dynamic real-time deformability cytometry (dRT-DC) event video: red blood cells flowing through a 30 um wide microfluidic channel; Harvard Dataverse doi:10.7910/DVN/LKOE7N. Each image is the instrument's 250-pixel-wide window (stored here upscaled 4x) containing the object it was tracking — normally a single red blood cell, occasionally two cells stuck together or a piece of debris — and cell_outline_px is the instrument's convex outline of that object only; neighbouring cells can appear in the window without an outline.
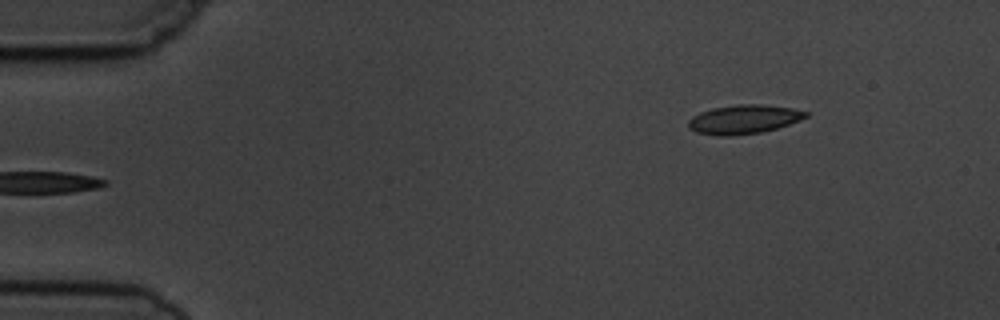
{"species": "common noctule bat (a hibernating species)", "species_latin": "Nyctalus noctula", "temperature_condition": "cold", "stored_images_in_passage": 4, "camera_frame_rate_fps": 3000, "um_per_image_px": 0.085, "animal": {"sex": "male", "body_mass_g": 19.5, "forearm_length_mm": 54.6}, "frame": {"image": 1, "passage_image": 4, "time_ms": 3.333, "image_size_px": [1000, 320], "cell_outline_px": [[808, 116], [800, 120], [776, 128], [760, 132], [728, 136], [716, 136], [696, 132], [688, 128], [688, 120], [692, 116], [700, 112], [712, 108], [736, 104], [760, 104], [792, 108], [808, 112]], "centroid_in_image_um": [63.18, 10.14], "position_along_channel_um": 21.8, "area_um2": 19.83}}